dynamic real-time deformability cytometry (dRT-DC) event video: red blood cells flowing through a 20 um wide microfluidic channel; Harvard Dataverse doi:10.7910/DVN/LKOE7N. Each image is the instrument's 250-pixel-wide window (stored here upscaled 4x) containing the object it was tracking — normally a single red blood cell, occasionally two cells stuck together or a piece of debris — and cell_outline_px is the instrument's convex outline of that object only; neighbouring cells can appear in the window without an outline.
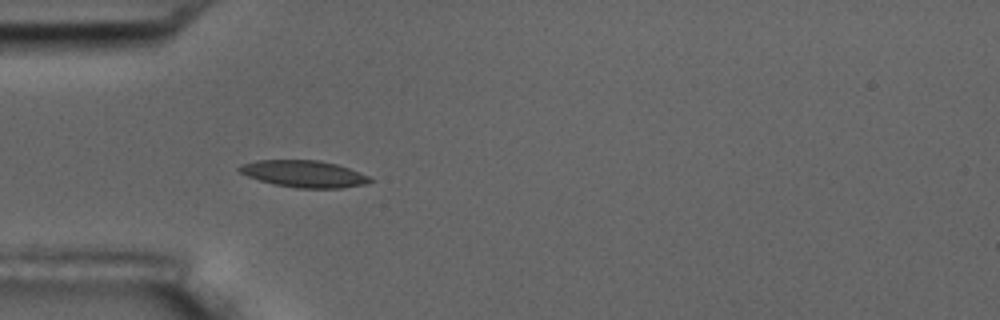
{"species": "common noctule bat (a hibernating species)", "species_latin": "Nyctalus noctula", "temperature_condition": "room temperature", "stored_images_in_passage": 6, "camera_frame_rate_fps": 3000, "um_per_image_px": 0.085, "animal": {"sex": "male", "body_mass_g": 17.5, "forearm_length_mm": 52.3}, "frame": {"image": 1, "passage_image": 6, "time_ms": 7.333, "image_size_px": [1000, 320], "cell_outline_px": [[376, 180], [364, 184], [340, 188], [296, 188], [272, 184], [248, 176], [240, 172], [236, 168], [240, 164], [256, 160], [320, 160], [336, 164], [348, 168], [368, 176]], "centroid_in_image_um": [25.8, 14.77], "position_along_channel_um": 59.2, "area_um2": 20.46}}